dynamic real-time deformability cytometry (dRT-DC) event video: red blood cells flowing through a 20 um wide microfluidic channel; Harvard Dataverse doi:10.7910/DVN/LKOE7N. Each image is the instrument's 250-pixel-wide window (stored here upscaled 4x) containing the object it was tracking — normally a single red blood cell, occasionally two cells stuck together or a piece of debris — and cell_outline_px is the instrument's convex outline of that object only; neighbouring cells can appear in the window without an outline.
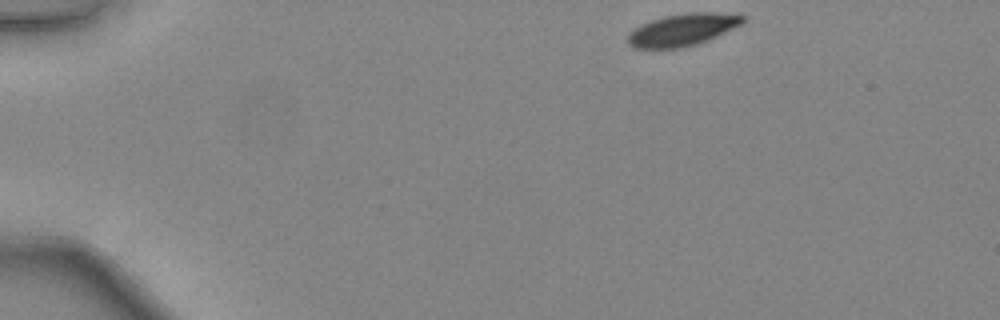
{"species": "common noctule bat (a hibernating species)", "species_latin": "Nyctalus noctula", "temperature_condition": "warm", "stored_images_in_passage": 11, "camera_frame_rate_fps": 3000, "um_per_image_px": 0.085, "animal": {"sex": "female", "body_mass_g": 24.6, "forearm_length_mm": 56.2}, "frame": {"image": 1, "passage_image": 1, "time_ms": 0.0, "image_size_px": [1000, 320], "cell_outline_px": [[744, 20], [740, 24], [708, 40], [696, 44], [680, 48], [636, 48], [628, 44], [628, 32], [640, 24], [664, 16], [688, 12], [708, 12], [744, 16]], "centroid_in_image_um": [57.94, 2.53], "position_along_channel_um": 27.1, "area_um2": 21.21}}